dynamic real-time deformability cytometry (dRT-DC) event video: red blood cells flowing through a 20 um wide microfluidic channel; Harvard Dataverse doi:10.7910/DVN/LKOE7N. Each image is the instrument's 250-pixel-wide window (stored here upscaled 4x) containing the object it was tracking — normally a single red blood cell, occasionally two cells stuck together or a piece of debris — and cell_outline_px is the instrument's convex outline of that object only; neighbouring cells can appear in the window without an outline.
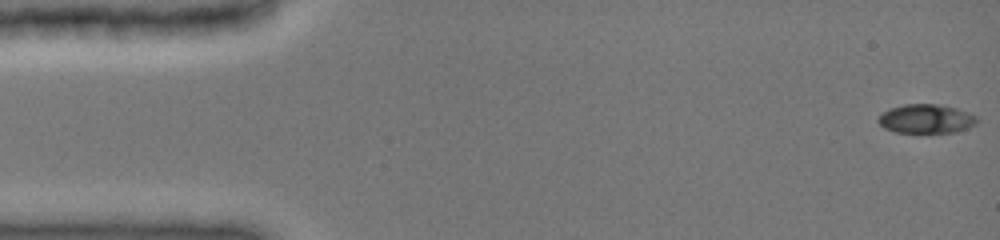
{"species": "common noctule bat (a hibernating species)", "species_latin": "Nyctalus noctula", "temperature_condition": "cold", "stored_images_in_passage": 91, "camera_frame_rate_fps": 3000, "um_per_image_px": 0.085, "animal": {"sex": "female", "body_mass_g": 19.0, "forearm_length_mm": 51.5}, "frame": {"image": 1, "passage_image": 1, "time_ms": 0.0, "image_size_px": [1000, 240], "cell_outline_px": [[980, 120], [976, 124], [968, 128], [956, 132], [896, 132], [884, 128], [876, 120], [884, 112], [892, 108], [904, 104], [940, 104], [956, 108], [968, 112], [976, 116]], "centroid_in_image_um": [78.76, 10.09], "position_along_channel_um": 6.2, "area_um2": 16.65}}
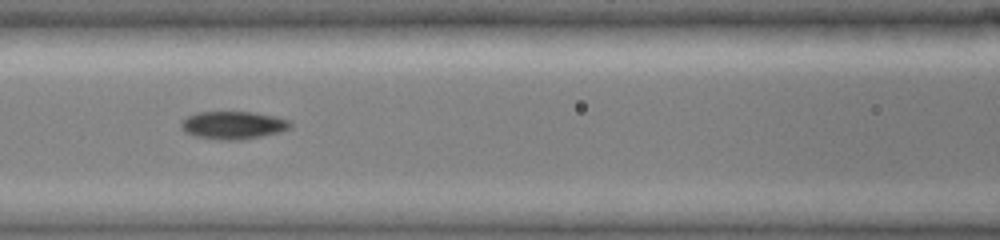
{"frame": {"image": 2, "passage_image": 33, "time_ms": 6.667, "image_size_px": [1000, 240], "cell_outline_px": [[292, 128], [280, 132], [240, 140], [220, 140], [196, 136], [184, 132], [180, 128], [180, 120], [196, 112], [252, 112], [276, 116], [288, 120], [292, 124]], "centroid_in_image_um": [19.79, 10.64], "position_along_channel_um": 146.8, "area_um2": 17.86}}
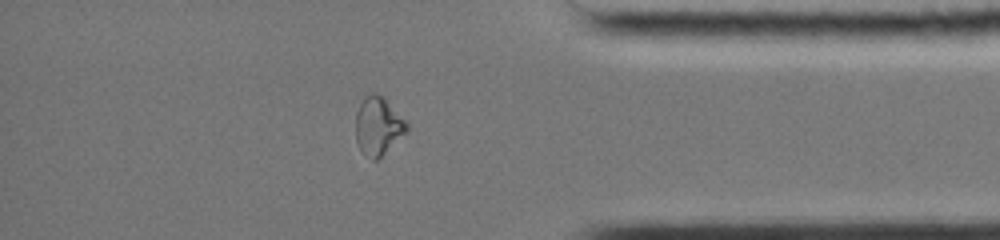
{"frame": {"image": 3, "passage_image": 69, "time_ms": 13.333, "image_size_px": [1000, 240], "cell_outline_px": [[408, 128], [376, 160], [372, 160], [360, 148], [356, 140], [356, 112], [364, 96], [372, 92], [384, 96], [408, 124]], "centroid_in_image_um": [32.11, 10.64], "position_along_channel_um": 403.1, "area_um2": 16.76}, "authors_computed_cell_mechanics": {"area_um2": 16.9932, "velocity_mm_per_s": 3.9893, "shape_relaxation_time_tau1_ms": null, "shape_relaxation_time_tau2_ms": 3.032, "deformation_change_tau1": null, "deformation_change_tau2": 0.083}}